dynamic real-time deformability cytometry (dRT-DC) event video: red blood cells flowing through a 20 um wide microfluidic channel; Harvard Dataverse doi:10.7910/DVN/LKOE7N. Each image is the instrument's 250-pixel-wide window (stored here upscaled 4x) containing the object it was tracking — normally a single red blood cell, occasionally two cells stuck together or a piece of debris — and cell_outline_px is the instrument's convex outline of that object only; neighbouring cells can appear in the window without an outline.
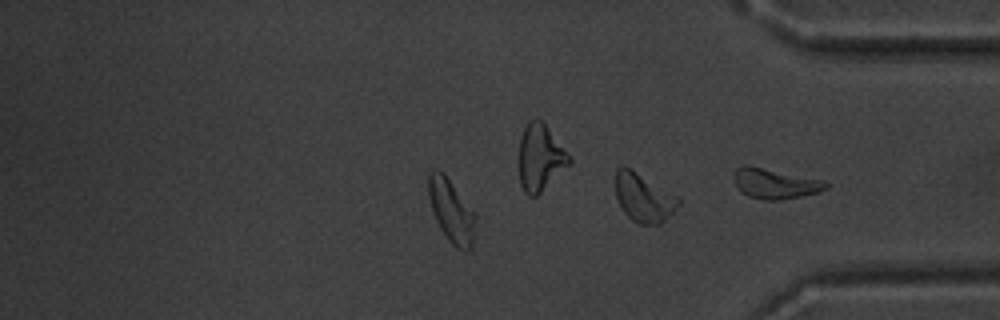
{"species": "common noctule bat (a hibernating species)", "species_latin": "Nyctalus noctula", "temperature_condition": "warm", "stored_images_in_passage": 24, "camera_frame_rate_fps": 3000, "um_per_image_px": 0.085, "animal": {"sex": "male", "body_mass_g": 20.1, "forearm_length_mm": 53.5}, "frame": {"image": 1, "passage_image": 21, "time_ms": 6.667, "image_size_px": [1000, 320], "cell_outline_px": [[476, 220], [472, 248], [468, 252], [464, 252], [456, 248], [448, 240], [440, 228], [436, 220], [428, 196], [428, 172], [432, 168], [436, 168], [448, 180], [476, 212]], "centroid_in_image_um": [38.38, 17.97], "position_along_channel_um": 396.8, "area_um2": 17.34}}